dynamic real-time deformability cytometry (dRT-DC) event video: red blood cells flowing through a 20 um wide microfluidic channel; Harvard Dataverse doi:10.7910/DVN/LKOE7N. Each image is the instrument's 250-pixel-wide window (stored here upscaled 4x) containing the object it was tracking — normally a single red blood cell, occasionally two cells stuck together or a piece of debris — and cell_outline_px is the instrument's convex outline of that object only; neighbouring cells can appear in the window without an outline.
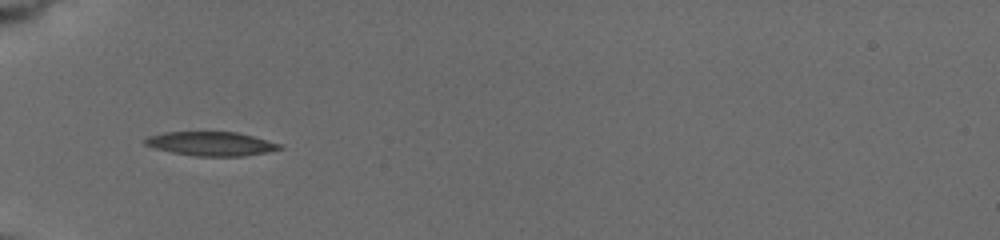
{"species": "common noctule bat (a hibernating species)", "species_latin": "Nyctalus noctula", "temperature_condition": "cold", "stored_images_in_passage": 54, "camera_frame_rate_fps": 3000, "um_per_image_px": 0.085, "animal": {"sex": "female", "body_mass_g": 19.5, "forearm_length_mm": 54.1}, "frame": {"image": 1, "passage_image": 1, "time_ms": 0.0, "image_size_px": [1000, 240], "cell_outline_px": [[284, 148], [244, 156], [196, 156], [172, 152], [156, 148], [144, 144], [144, 140], [148, 136], [164, 132], [236, 132], [252, 136], [280, 144]], "centroid_in_image_um": [17.92, 12.21], "position_along_channel_um": 67.1, "area_um2": 18.55}}
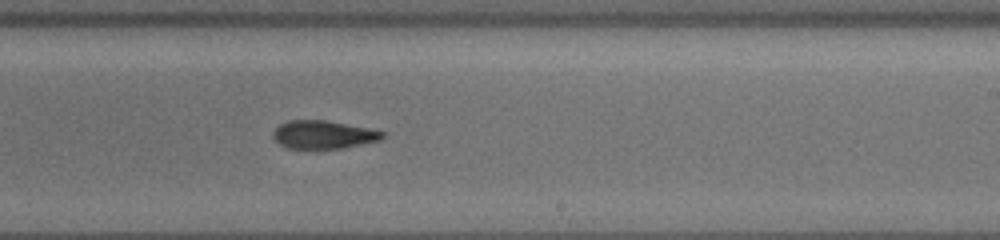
{"frame": {"image": 2, "passage_image": 31, "time_ms": 5.333, "image_size_px": [1000, 240], "cell_outline_px": [[384, 136], [380, 140], [344, 148], [288, 148], [280, 144], [272, 136], [272, 132], [280, 124], [288, 120], [328, 120], [368, 128], [384, 132]], "centroid_in_image_um": [27.48, 11.43], "position_along_channel_um": 261.5, "area_um2": 17.86}}
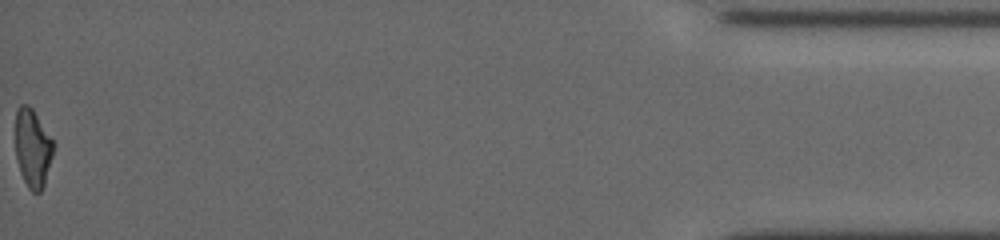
{"frame": {"image": 3, "passage_image": 54, "time_ms": 12.0, "image_size_px": [1000, 240], "cell_outline_px": [[56, 144], [44, 184], [40, 192], [32, 192], [28, 188], [20, 172], [16, 156], [16, 108], [20, 104], [28, 104], [32, 108]], "centroid_in_image_um": [2.79, 12.57], "position_along_channel_um": 432.4, "area_um2": 17.4}, "authors_computed_cell_mechanics": {"area_um2": 18.496, "velocity_mm_per_s": 3.7569, "shape_relaxation_time_tau1_ms": 7.8074, "shape_relaxation_time_tau2_ms": 3.5595, "deformation_change_tau1": 0.2246, "deformation_change_tau2": 0.1233}}